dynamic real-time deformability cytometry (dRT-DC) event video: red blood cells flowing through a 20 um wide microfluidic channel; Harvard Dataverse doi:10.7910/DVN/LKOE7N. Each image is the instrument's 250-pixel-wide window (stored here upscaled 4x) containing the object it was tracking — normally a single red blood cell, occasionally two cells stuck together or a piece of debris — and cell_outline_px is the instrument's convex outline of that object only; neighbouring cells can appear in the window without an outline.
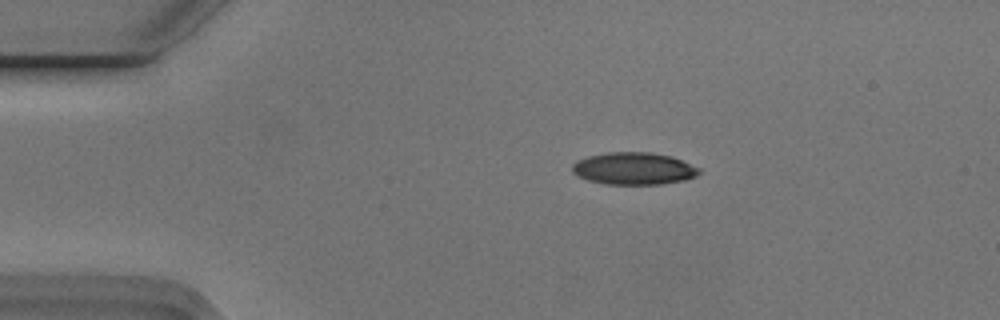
{"species": "Egyptian fruit bat (a non-hibernating species)", "species_latin": "Rousettus aegyptiacus", "temperature_condition": "cold", "stored_images_in_passage": 45, "camera_frame_rate_fps": 3000, "um_per_image_px": 0.085, "animal": {"sex": "male"}, "frame": {"image": 1, "passage_image": 1, "time_ms": 0.0, "image_size_px": [1000, 320], "cell_outline_px": [[700, 172], [696, 176], [684, 180], [660, 184], [608, 184], [588, 180], [572, 172], [572, 164], [576, 160], [588, 156], [608, 152], [652, 152], [672, 156], [700, 168]], "centroid_in_image_um": [53.87, 14.31], "position_along_channel_um": 31.1, "area_um2": 23.81}}
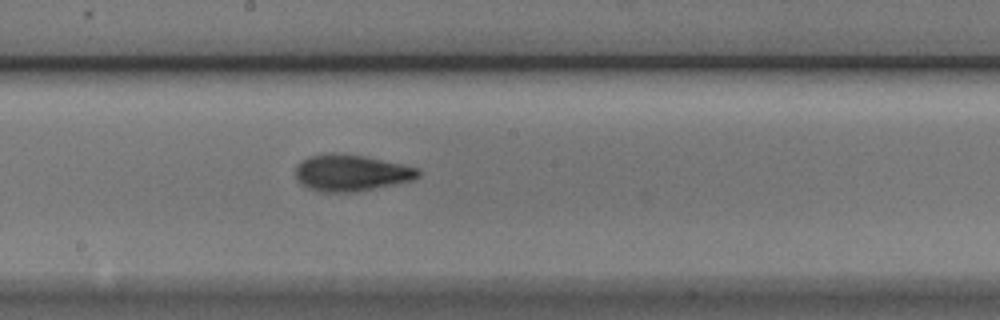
{"frame": {"image": 2, "passage_image": 20, "time_ms": 6.333, "image_size_px": [1000, 320], "cell_outline_px": [[420, 176], [412, 180], [356, 192], [320, 192], [308, 188], [300, 184], [296, 180], [296, 164], [300, 160], [308, 156], [324, 152], [332, 152], [364, 156], [400, 164], [416, 168], [420, 172]], "centroid_in_image_um": [29.75, 14.68], "position_along_channel_um": 218.4, "area_um2": 26.24}}
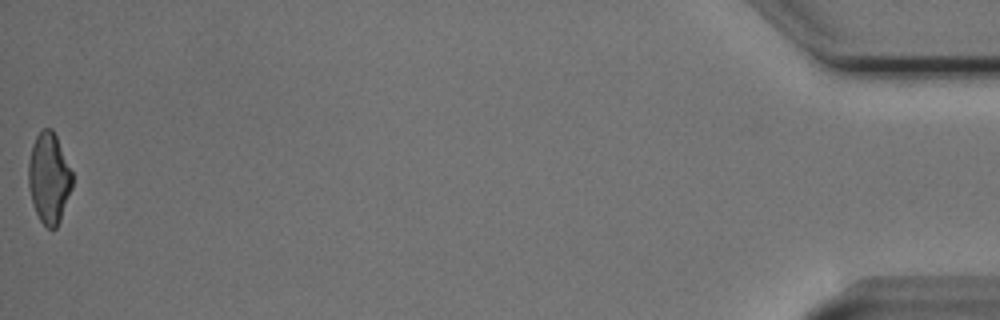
{"frame": {"image": 3, "passage_image": 45, "time_ms": 14.667, "image_size_px": [1000, 320], "cell_outline_px": [[72, 188], [60, 220], [56, 228], [48, 228], [40, 220], [36, 212], [32, 200], [28, 184], [28, 160], [32, 144], [36, 136], [44, 128], [52, 128], [56, 136], [72, 172]], "centroid_in_image_um": [4.15, 15.12], "position_along_channel_um": 431.0, "area_um2": 22.95}, "authors_computed_cell_mechanics": {"area_um2": 24.6228, "velocity_mm_per_s": 3.7727, "shape_relaxation_time_tau1_ms": 3.1801, "shape_relaxation_time_tau2_ms": 2.2986, "deformation_change_tau1": 0.1527, "deformation_change_tau2": 0.103}}